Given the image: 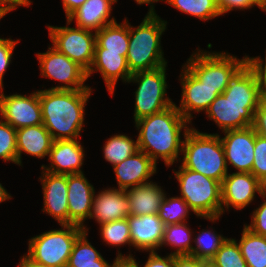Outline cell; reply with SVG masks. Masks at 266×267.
<instances>
[{
	"label": "cell",
	"instance_id": "cell-35",
	"mask_svg": "<svg viewBox=\"0 0 266 267\" xmlns=\"http://www.w3.org/2000/svg\"><path fill=\"white\" fill-rule=\"evenodd\" d=\"M101 236L104 242L109 245L120 246L124 244H131V237L129 231L128 219L115 220L100 224Z\"/></svg>",
	"mask_w": 266,
	"mask_h": 267
},
{
	"label": "cell",
	"instance_id": "cell-14",
	"mask_svg": "<svg viewBox=\"0 0 266 267\" xmlns=\"http://www.w3.org/2000/svg\"><path fill=\"white\" fill-rule=\"evenodd\" d=\"M266 189L252 173L236 172L227 174L221 183V209L224 213L225 206L227 209L231 205L235 209H243L249 205L258 192L261 194Z\"/></svg>",
	"mask_w": 266,
	"mask_h": 267
},
{
	"label": "cell",
	"instance_id": "cell-40",
	"mask_svg": "<svg viewBox=\"0 0 266 267\" xmlns=\"http://www.w3.org/2000/svg\"><path fill=\"white\" fill-rule=\"evenodd\" d=\"M18 41L0 38V89L3 88V74L11 62L12 52Z\"/></svg>",
	"mask_w": 266,
	"mask_h": 267
},
{
	"label": "cell",
	"instance_id": "cell-12",
	"mask_svg": "<svg viewBox=\"0 0 266 267\" xmlns=\"http://www.w3.org/2000/svg\"><path fill=\"white\" fill-rule=\"evenodd\" d=\"M0 94V115L16 130L22 127L43 124L39 91L29 96Z\"/></svg>",
	"mask_w": 266,
	"mask_h": 267
},
{
	"label": "cell",
	"instance_id": "cell-33",
	"mask_svg": "<svg viewBox=\"0 0 266 267\" xmlns=\"http://www.w3.org/2000/svg\"><path fill=\"white\" fill-rule=\"evenodd\" d=\"M190 210L189 205L181 197H171L168 199L165 195L158 211V216L167 226L185 222V218Z\"/></svg>",
	"mask_w": 266,
	"mask_h": 267
},
{
	"label": "cell",
	"instance_id": "cell-39",
	"mask_svg": "<svg viewBox=\"0 0 266 267\" xmlns=\"http://www.w3.org/2000/svg\"><path fill=\"white\" fill-rule=\"evenodd\" d=\"M260 195L266 198V189ZM245 227L257 235L266 237V200L253 212L251 224Z\"/></svg>",
	"mask_w": 266,
	"mask_h": 267
},
{
	"label": "cell",
	"instance_id": "cell-29",
	"mask_svg": "<svg viewBox=\"0 0 266 267\" xmlns=\"http://www.w3.org/2000/svg\"><path fill=\"white\" fill-rule=\"evenodd\" d=\"M191 229L186 226V223L170 224L165 226L161 247L164 244L176 247L177 250L171 255H189L191 253Z\"/></svg>",
	"mask_w": 266,
	"mask_h": 267
},
{
	"label": "cell",
	"instance_id": "cell-28",
	"mask_svg": "<svg viewBox=\"0 0 266 267\" xmlns=\"http://www.w3.org/2000/svg\"><path fill=\"white\" fill-rule=\"evenodd\" d=\"M138 142L126 135H114L104 146V158L114 165L121 163L138 151Z\"/></svg>",
	"mask_w": 266,
	"mask_h": 267
},
{
	"label": "cell",
	"instance_id": "cell-43",
	"mask_svg": "<svg viewBox=\"0 0 266 267\" xmlns=\"http://www.w3.org/2000/svg\"><path fill=\"white\" fill-rule=\"evenodd\" d=\"M144 267H174V255L170 254L164 258L156 252H150Z\"/></svg>",
	"mask_w": 266,
	"mask_h": 267
},
{
	"label": "cell",
	"instance_id": "cell-5",
	"mask_svg": "<svg viewBox=\"0 0 266 267\" xmlns=\"http://www.w3.org/2000/svg\"><path fill=\"white\" fill-rule=\"evenodd\" d=\"M218 134L184 131L182 166L222 183L228 174L224 147Z\"/></svg>",
	"mask_w": 266,
	"mask_h": 267
},
{
	"label": "cell",
	"instance_id": "cell-52",
	"mask_svg": "<svg viewBox=\"0 0 266 267\" xmlns=\"http://www.w3.org/2000/svg\"><path fill=\"white\" fill-rule=\"evenodd\" d=\"M204 267H216L211 262L204 261Z\"/></svg>",
	"mask_w": 266,
	"mask_h": 267
},
{
	"label": "cell",
	"instance_id": "cell-4",
	"mask_svg": "<svg viewBox=\"0 0 266 267\" xmlns=\"http://www.w3.org/2000/svg\"><path fill=\"white\" fill-rule=\"evenodd\" d=\"M166 21H162L154 11V6L137 28L129 25V44L126 55L131 74L140 71L154 70L165 66L161 50V35L166 29Z\"/></svg>",
	"mask_w": 266,
	"mask_h": 267
},
{
	"label": "cell",
	"instance_id": "cell-9",
	"mask_svg": "<svg viewBox=\"0 0 266 267\" xmlns=\"http://www.w3.org/2000/svg\"><path fill=\"white\" fill-rule=\"evenodd\" d=\"M166 65L154 70L133 73L127 82H138L135 92L134 120L137 121L152 114L159 113L174 103L165 98Z\"/></svg>",
	"mask_w": 266,
	"mask_h": 267
},
{
	"label": "cell",
	"instance_id": "cell-15",
	"mask_svg": "<svg viewBox=\"0 0 266 267\" xmlns=\"http://www.w3.org/2000/svg\"><path fill=\"white\" fill-rule=\"evenodd\" d=\"M94 187L83 173L68 175V224L80 226L92 213Z\"/></svg>",
	"mask_w": 266,
	"mask_h": 267
},
{
	"label": "cell",
	"instance_id": "cell-19",
	"mask_svg": "<svg viewBox=\"0 0 266 267\" xmlns=\"http://www.w3.org/2000/svg\"><path fill=\"white\" fill-rule=\"evenodd\" d=\"M83 158V147L77 139L55 140L49 153L51 166L42 165L41 168L53 174H79L83 173L80 169Z\"/></svg>",
	"mask_w": 266,
	"mask_h": 267
},
{
	"label": "cell",
	"instance_id": "cell-18",
	"mask_svg": "<svg viewBox=\"0 0 266 267\" xmlns=\"http://www.w3.org/2000/svg\"><path fill=\"white\" fill-rule=\"evenodd\" d=\"M129 231L133 247L138 250L155 252L161 246L165 224L158 214L129 215Z\"/></svg>",
	"mask_w": 266,
	"mask_h": 267
},
{
	"label": "cell",
	"instance_id": "cell-50",
	"mask_svg": "<svg viewBox=\"0 0 266 267\" xmlns=\"http://www.w3.org/2000/svg\"><path fill=\"white\" fill-rule=\"evenodd\" d=\"M11 196L7 193L5 188L0 183V203L3 201H6L7 199H10Z\"/></svg>",
	"mask_w": 266,
	"mask_h": 267
},
{
	"label": "cell",
	"instance_id": "cell-23",
	"mask_svg": "<svg viewBox=\"0 0 266 267\" xmlns=\"http://www.w3.org/2000/svg\"><path fill=\"white\" fill-rule=\"evenodd\" d=\"M17 164L21 165V153L43 158L49 156L54 142L43 124L22 127L16 130Z\"/></svg>",
	"mask_w": 266,
	"mask_h": 267
},
{
	"label": "cell",
	"instance_id": "cell-1",
	"mask_svg": "<svg viewBox=\"0 0 266 267\" xmlns=\"http://www.w3.org/2000/svg\"><path fill=\"white\" fill-rule=\"evenodd\" d=\"M260 93L253 71L245 64L230 80L206 110L224 132L252 126L260 102Z\"/></svg>",
	"mask_w": 266,
	"mask_h": 267
},
{
	"label": "cell",
	"instance_id": "cell-45",
	"mask_svg": "<svg viewBox=\"0 0 266 267\" xmlns=\"http://www.w3.org/2000/svg\"><path fill=\"white\" fill-rule=\"evenodd\" d=\"M30 0H0V11L5 15L14 10L17 6H29Z\"/></svg>",
	"mask_w": 266,
	"mask_h": 267
},
{
	"label": "cell",
	"instance_id": "cell-31",
	"mask_svg": "<svg viewBox=\"0 0 266 267\" xmlns=\"http://www.w3.org/2000/svg\"><path fill=\"white\" fill-rule=\"evenodd\" d=\"M87 230L75 240L67 266L98 265L101 254L87 240Z\"/></svg>",
	"mask_w": 266,
	"mask_h": 267
},
{
	"label": "cell",
	"instance_id": "cell-24",
	"mask_svg": "<svg viewBox=\"0 0 266 267\" xmlns=\"http://www.w3.org/2000/svg\"><path fill=\"white\" fill-rule=\"evenodd\" d=\"M117 0H86V2L76 9L67 19V25L76 19V27L99 31L108 24L116 22L110 16L112 4Z\"/></svg>",
	"mask_w": 266,
	"mask_h": 267
},
{
	"label": "cell",
	"instance_id": "cell-20",
	"mask_svg": "<svg viewBox=\"0 0 266 267\" xmlns=\"http://www.w3.org/2000/svg\"><path fill=\"white\" fill-rule=\"evenodd\" d=\"M156 163L141 150L130 157L123 160L121 163L114 165L113 169L116 174L118 187L120 190H128L130 187H135L146 183L156 172Z\"/></svg>",
	"mask_w": 266,
	"mask_h": 267
},
{
	"label": "cell",
	"instance_id": "cell-30",
	"mask_svg": "<svg viewBox=\"0 0 266 267\" xmlns=\"http://www.w3.org/2000/svg\"><path fill=\"white\" fill-rule=\"evenodd\" d=\"M166 2L178 10L204 21L221 15L215 0H166Z\"/></svg>",
	"mask_w": 266,
	"mask_h": 267
},
{
	"label": "cell",
	"instance_id": "cell-34",
	"mask_svg": "<svg viewBox=\"0 0 266 267\" xmlns=\"http://www.w3.org/2000/svg\"><path fill=\"white\" fill-rule=\"evenodd\" d=\"M209 262L216 267H247L235 239H227Z\"/></svg>",
	"mask_w": 266,
	"mask_h": 267
},
{
	"label": "cell",
	"instance_id": "cell-8",
	"mask_svg": "<svg viewBox=\"0 0 266 267\" xmlns=\"http://www.w3.org/2000/svg\"><path fill=\"white\" fill-rule=\"evenodd\" d=\"M245 64L246 56L238 60L225 52L202 53L200 51L191 55L185 67L204 85L216 88L222 94L230 80Z\"/></svg>",
	"mask_w": 266,
	"mask_h": 267
},
{
	"label": "cell",
	"instance_id": "cell-32",
	"mask_svg": "<svg viewBox=\"0 0 266 267\" xmlns=\"http://www.w3.org/2000/svg\"><path fill=\"white\" fill-rule=\"evenodd\" d=\"M227 239L215 232L203 230L195 238L196 247H192L189 255L209 262Z\"/></svg>",
	"mask_w": 266,
	"mask_h": 267
},
{
	"label": "cell",
	"instance_id": "cell-49",
	"mask_svg": "<svg viewBox=\"0 0 266 267\" xmlns=\"http://www.w3.org/2000/svg\"><path fill=\"white\" fill-rule=\"evenodd\" d=\"M67 267H110V264L101 256L98 259V265H88V266H67Z\"/></svg>",
	"mask_w": 266,
	"mask_h": 267
},
{
	"label": "cell",
	"instance_id": "cell-41",
	"mask_svg": "<svg viewBox=\"0 0 266 267\" xmlns=\"http://www.w3.org/2000/svg\"><path fill=\"white\" fill-rule=\"evenodd\" d=\"M257 5L263 11H266V0H223L219 5L221 15L233 9H248Z\"/></svg>",
	"mask_w": 266,
	"mask_h": 267
},
{
	"label": "cell",
	"instance_id": "cell-37",
	"mask_svg": "<svg viewBox=\"0 0 266 267\" xmlns=\"http://www.w3.org/2000/svg\"><path fill=\"white\" fill-rule=\"evenodd\" d=\"M251 173L266 186V138L256 134Z\"/></svg>",
	"mask_w": 266,
	"mask_h": 267
},
{
	"label": "cell",
	"instance_id": "cell-11",
	"mask_svg": "<svg viewBox=\"0 0 266 267\" xmlns=\"http://www.w3.org/2000/svg\"><path fill=\"white\" fill-rule=\"evenodd\" d=\"M46 53H38L41 76L63 82L65 85L52 87L51 90H91L84 86L87 72L65 54L58 52L54 47H48Z\"/></svg>",
	"mask_w": 266,
	"mask_h": 267
},
{
	"label": "cell",
	"instance_id": "cell-25",
	"mask_svg": "<svg viewBox=\"0 0 266 267\" xmlns=\"http://www.w3.org/2000/svg\"><path fill=\"white\" fill-rule=\"evenodd\" d=\"M130 215L158 214L165 197L163 190L153 182H146L126 190Z\"/></svg>",
	"mask_w": 266,
	"mask_h": 267
},
{
	"label": "cell",
	"instance_id": "cell-16",
	"mask_svg": "<svg viewBox=\"0 0 266 267\" xmlns=\"http://www.w3.org/2000/svg\"><path fill=\"white\" fill-rule=\"evenodd\" d=\"M183 71L181 74L182 98L180 107L177 109L186 120L191 122L190 111H206L220 93L216 88L204 85L186 67Z\"/></svg>",
	"mask_w": 266,
	"mask_h": 267
},
{
	"label": "cell",
	"instance_id": "cell-7",
	"mask_svg": "<svg viewBox=\"0 0 266 267\" xmlns=\"http://www.w3.org/2000/svg\"><path fill=\"white\" fill-rule=\"evenodd\" d=\"M61 226L64 229L51 230L31 238L27 256L48 267H67L73 244L84 229L74 224Z\"/></svg>",
	"mask_w": 266,
	"mask_h": 267
},
{
	"label": "cell",
	"instance_id": "cell-51",
	"mask_svg": "<svg viewBox=\"0 0 266 267\" xmlns=\"http://www.w3.org/2000/svg\"><path fill=\"white\" fill-rule=\"evenodd\" d=\"M138 4H153L154 2L160 1V0H135ZM164 1V0H161Z\"/></svg>",
	"mask_w": 266,
	"mask_h": 267
},
{
	"label": "cell",
	"instance_id": "cell-2",
	"mask_svg": "<svg viewBox=\"0 0 266 267\" xmlns=\"http://www.w3.org/2000/svg\"><path fill=\"white\" fill-rule=\"evenodd\" d=\"M177 106L173 104L167 109L135 121L139 135L138 149L145 152L156 164L160 157L167 166L173 165L182 152L183 140L180 139L182 129L189 130Z\"/></svg>",
	"mask_w": 266,
	"mask_h": 267
},
{
	"label": "cell",
	"instance_id": "cell-53",
	"mask_svg": "<svg viewBox=\"0 0 266 267\" xmlns=\"http://www.w3.org/2000/svg\"><path fill=\"white\" fill-rule=\"evenodd\" d=\"M223 0H215V2L219 5Z\"/></svg>",
	"mask_w": 266,
	"mask_h": 267
},
{
	"label": "cell",
	"instance_id": "cell-44",
	"mask_svg": "<svg viewBox=\"0 0 266 267\" xmlns=\"http://www.w3.org/2000/svg\"><path fill=\"white\" fill-rule=\"evenodd\" d=\"M174 267H204V260L191 255L174 256Z\"/></svg>",
	"mask_w": 266,
	"mask_h": 267
},
{
	"label": "cell",
	"instance_id": "cell-54",
	"mask_svg": "<svg viewBox=\"0 0 266 267\" xmlns=\"http://www.w3.org/2000/svg\"><path fill=\"white\" fill-rule=\"evenodd\" d=\"M4 13H2L1 11H0V19L2 18V17H4Z\"/></svg>",
	"mask_w": 266,
	"mask_h": 267
},
{
	"label": "cell",
	"instance_id": "cell-36",
	"mask_svg": "<svg viewBox=\"0 0 266 267\" xmlns=\"http://www.w3.org/2000/svg\"><path fill=\"white\" fill-rule=\"evenodd\" d=\"M0 158L17 164L16 129L0 120Z\"/></svg>",
	"mask_w": 266,
	"mask_h": 267
},
{
	"label": "cell",
	"instance_id": "cell-38",
	"mask_svg": "<svg viewBox=\"0 0 266 267\" xmlns=\"http://www.w3.org/2000/svg\"><path fill=\"white\" fill-rule=\"evenodd\" d=\"M263 61L264 60L260 59V57L249 58L246 56V64L255 74L260 98L266 100V58L264 65Z\"/></svg>",
	"mask_w": 266,
	"mask_h": 267
},
{
	"label": "cell",
	"instance_id": "cell-13",
	"mask_svg": "<svg viewBox=\"0 0 266 267\" xmlns=\"http://www.w3.org/2000/svg\"><path fill=\"white\" fill-rule=\"evenodd\" d=\"M221 138L226 164H231L238 172L251 173L254 161L256 132L253 126L225 131Z\"/></svg>",
	"mask_w": 266,
	"mask_h": 267
},
{
	"label": "cell",
	"instance_id": "cell-10",
	"mask_svg": "<svg viewBox=\"0 0 266 267\" xmlns=\"http://www.w3.org/2000/svg\"><path fill=\"white\" fill-rule=\"evenodd\" d=\"M48 29L53 47L88 72L94 60L96 34L80 27L49 26Z\"/></svg>",
	"mask_w": 266,
	"mask_h": 267
},
{
	"label": "cell",
	"instance_id": "cell-21",
	"mask_svg": "<svg viewBox=\"0 0 266 267\" xmlns=\"http://www.w3.org/2000/svg\"><path fill=\"white\" fill-rule=\"evenodd\" d=\"M130 215L126 190L108 189L93 197L91 218L99 224L125 219Z\"/></svg>",
	"mask_w": 266,
	"mask_h": 267
},
{
	"label": "cell",
	"instance_id": "cell-47",
	"mask_svg": "<svg viewBox=\"0 0 266 267\" xmlns=\"http://www.w3.org/2000/svg\"><path fill=\"white\" fill-rule=\"evenodd\" d=\"M62 1L67 19L76 9H78L81 5H83L86 2V0H62Z\"/></svg>",
	"mask_w": 266,
	"mask_h": 267
},
{
	"label": "cell",
	"instance_id": "cell-27",
	"mask_svg": "<svg viewBox=\"0 0 266 267\" xmlns=\"http://www.w3.org/2000/svg\"><path fill=\"white\" fill-rule=\"evenodd\" d=\"M238 245L247 267H266V237L257 235L244 226Z\"/></svg>",
	"mask_w": 266,
	"mask_h": 267
},
{
	"label": "cell",
	"instance_id": "cell-48",
	"mask_svg": "<svg viewBox=\"0 0 266 267\" xmlns=\"http://www.w3.org/2000/svg\"><path fill=\"white\" fill-rule=\"evenodd\" d=\"M20 267H48L46 265L37 263L35 261H33L32 259H30L28 256H23L21 258V262L19 264Z\"/></svg>",
	"mask_w": 266,
	"mask_h": 267
},
{
	"label": "cell",
	"instance_id": "cell-22",
	"mask_svg": "<svg viewBox=\"0 0 266 267\" xmlns=\"http://www.w3.org/2000/svg\"><path fill=\"white\" fill-rule=\"evenodd\" d=\"M95 71L101 72L111 95H113L119 78L127 82L132 75L129 71L126 57L120 55V53L105 52V49H95L94 60L87 72V78Z\"/></svg>",
	"mask_w": 266,
	"mask_h": 267
},
{
	"label": "cell",
	"instance_id": "cell-17",
	"mask_svg": "<svg viewBox=\"0 0 266 267\" xmlns=\"http://www.w3.org/2000/svg\"><path fill=\"white\" fill-rule=\"evenodd\" d=\"M41 179L43 212L53 216L61 225L68 224V175L45 172Z\"/></svg>",
	"mask_w": 266,
	"mask_h": 267
},
{
	"label": "cell",
	"instance_id": "cell-46",
	"mask_svg": "<svg viewBox=\"0 0 266 267\" xmlns=\"http://www.w3.org/2000/svg\"><path fill=\"white\" fill-rule=\"evenodd\" d=\"M110 267H139L138 263L134 259V256L129 254V256H123L118 252V255Z\"/></svg>",
	"mask_w": 266,
	"mask_h": 267
},
{
	"label": "cell",
	"instance_id": "cell-3",
	"mask_svg": "<svg viewBox=\"0 0 266 267\" xmlns=\"http://www.w3.org/2000/svg\"><path fill=\"white\" fill-rule=\"evenodd\" d=\"M91 90H39L43 125L53 140L78 139Z\"/></svg>",
	"mask_w": 266,
	"mask_h": 267
},
{
	"label": "cell",
	"instance_id": "cell-6",
	"mask_svg": "<svg viewBox=\"0 0 266 267\" xmlns=\"http://www.w3.org/2000/svg\"><path fill=\"white\" fill-rule=\"evenodd\" d=\"M179 168L174 174L179 181L181 198L197 216L213 222L218 220L222 214L221 183L182 165Z\"/></svg>",
	"mask_w": 266,
	"mask_h": 267
},
{
	"label": "cell",
	"instance_id": "cell-26",
	"mask_svg": "<svg viewBox=\"0 0 266 267\" xmlns=\"http://www.w3.org/2000/svg\"><path fill=\"white\" fill-rule=\"evenodd\" d=\"M111 23L96 31L95 49H105V52L120 53L126 57L129 44V24Z\"/></svg>",
	"mask_w": 266,
	"mask_h": 267
},
{
	"label": "cell",
	"instance_id": "cell-42",
	"mask_svg": "<svg viewBox=\"0 0 266 267\" xmlns=\"http://www.w3.org/2000/svg\"><path fill=\"white\" fill-rule=\"evenodd\" d=\"M253 128L255 132L266 138V100L260 99L258 108L254 114Z\"/></svg>",
	"mask_w": 266,
	"mask_h": 267
}]
</instances>
